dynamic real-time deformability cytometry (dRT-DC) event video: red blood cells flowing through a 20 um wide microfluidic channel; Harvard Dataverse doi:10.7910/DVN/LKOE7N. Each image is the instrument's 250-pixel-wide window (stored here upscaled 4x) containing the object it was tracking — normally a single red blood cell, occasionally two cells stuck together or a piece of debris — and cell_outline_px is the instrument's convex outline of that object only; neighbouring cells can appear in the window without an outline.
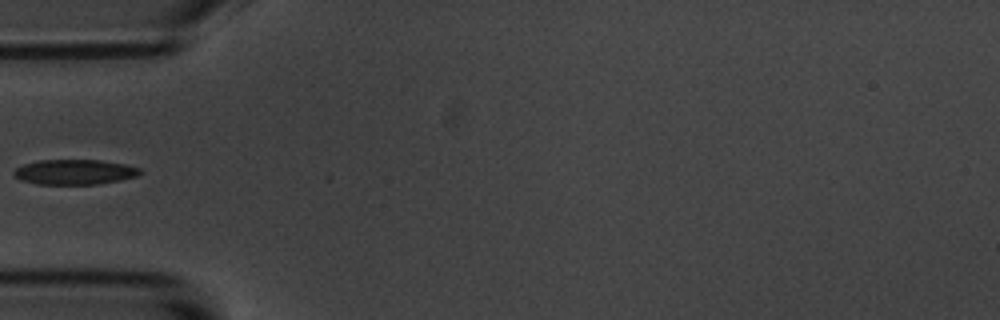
{"species": "common noctule bat (a hibernating species)", "species_latin": "Nyctalus noctula", "temperature_condition": "room temperature", "stored_images_in_passage": 6, "camera_frame_rate_fps": 3000, "um_per_image_px": 0.085, "animal": {"sex": "male", "body_mass_g": 20.1, "forearm_length_mm": 53.5}, "frame": {"image": 1, "passage_image": 4, "time_ms": 3.333, "image_size_px": [1000, 320], "cell_outline_px": [[144, 172], [136, 176], [120, 180], [96, 184], [36, 184], [20, 180], [12, 172], [16, 168], [24, 164], [40, 160], [100, 160], [124, 164], [140, 168]], "centroid_in_image_um": [6.34, 14.62], "position_along_channel_um": 78.7, "area_um2": 18.38}}